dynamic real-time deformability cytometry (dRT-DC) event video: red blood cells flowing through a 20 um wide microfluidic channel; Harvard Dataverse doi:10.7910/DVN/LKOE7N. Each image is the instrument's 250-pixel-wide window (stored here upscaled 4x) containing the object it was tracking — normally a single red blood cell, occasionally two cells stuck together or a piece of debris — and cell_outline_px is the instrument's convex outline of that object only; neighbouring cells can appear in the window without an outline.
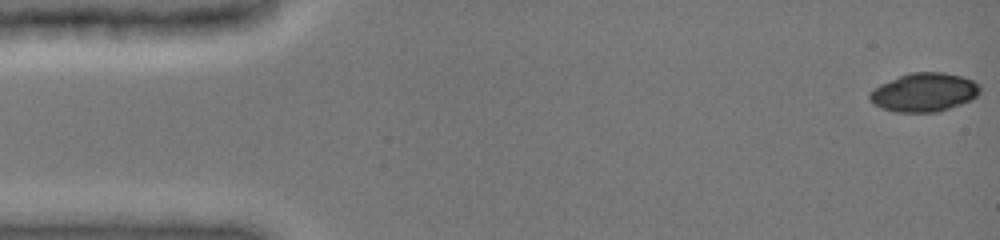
{"species": "common noctule bat (a hibernating species)", "species_latin": "Nyctalus noctula", "temperature_condition": "cold", "stored_images_in_passage": 53, "camera_frame_rate_fps": 3000, "um_per_image_px": 0.085, "animal": {"sex": "female", "body_mass_g": 19.0, "forearm_length_mm": 51.5}, "frame": {"image": 1, "passage_image": 1, "time_ms": 0.0, "image_size_px": [1000, 240], "cell_outline_px": [[980, 92], [972, 100], [936, 112], [896, 112], [884, 108], [876, 104], [868, 96], [868, 92], [872, 88], [880, 84], [900, 76], [912, 72], [944, 72], [960, 76], [972, 80], [980, 84]], "centroid_in_image_um": [78.56, 7.84], "position_along_channel_um": 6.4, "area_um2": 24.68}}
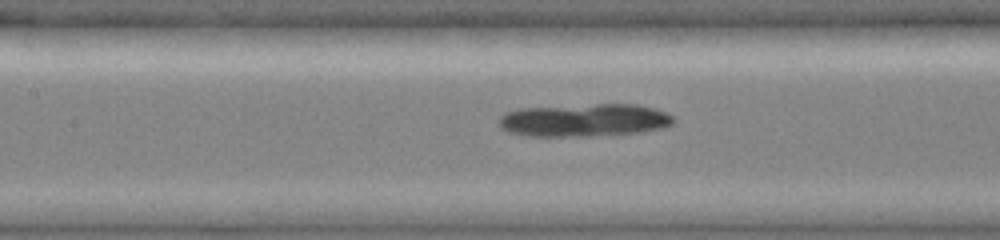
{"frame": {"image": 2, "passage_image": 31, "time_ms": 7.0, "image_size_px": [1000, 240], "cell_outline_px": [[676, 120], [672, 124], [664, 128], [640, 132], [592, 136], [528, 136], [508, 132], [500, 128], [500, 116], [504, 112], [520, 108], [596, 104], [636, 104], [652, 108], [664, 112], [672, 116]], "centroid_in_image_um": [49.65, 10.22], "position_along_channel_um": 157.8, "area_um2": 33.52}}
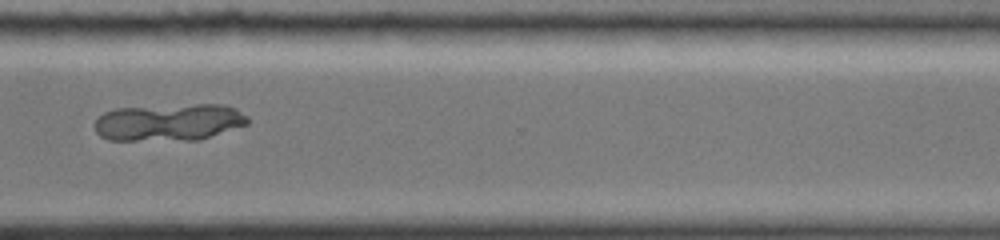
{"frame": {"image": 3, "passage_image": 52, "time_ms": 12.0, "image_size_px": [1000, 240], "cell_outline_px": [[248, 124], [200, 140], [108, 140], [100, 136], [96, 132], [92, 124], [104, 112], [116, 108], [196, 104], [224, 104], [236, 108], [248, 116]], "centroid_in_image_um": [14.36, 10.39], "position_along_channel_um": 356.2, "area_um2": 33.41}}